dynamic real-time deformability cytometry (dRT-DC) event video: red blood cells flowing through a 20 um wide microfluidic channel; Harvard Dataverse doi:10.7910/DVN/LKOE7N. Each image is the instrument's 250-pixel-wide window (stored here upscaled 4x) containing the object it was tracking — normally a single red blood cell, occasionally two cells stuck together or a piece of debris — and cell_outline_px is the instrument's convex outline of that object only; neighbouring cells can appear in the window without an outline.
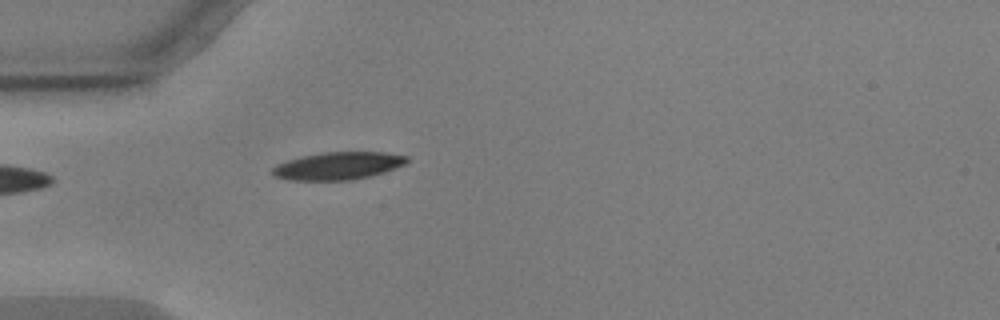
{"species": "common noctule bat (a hibernating species)", "species_latin": "Nyctalus noctula", "temperature_condition": "warm", "stored_images_in_passage": 40, "camera_frame_rate_fps": 3000, "um_per_image_px": 0.085, "animal": {"sex": "male", "body_mass_g": 17.9, "forearm_length_mm": 54.2}, "frame": {"image": 1, "passage_image": 1, "time_ms": 0.0, "image_size_px": [1000, 320], "cell_outline_px": [[408, 160], [404, 164], [384, 172], [372, 176], [352, 180], [288, 180], [272, 176], [272, 168], [276, 164], [300, 156], [324, 152], [384, 152], [408, 156]], "centroid_in_image_um": [28.7, 14.1], "position_along_channel_um": 56.3, "area_um2": 21.73}}
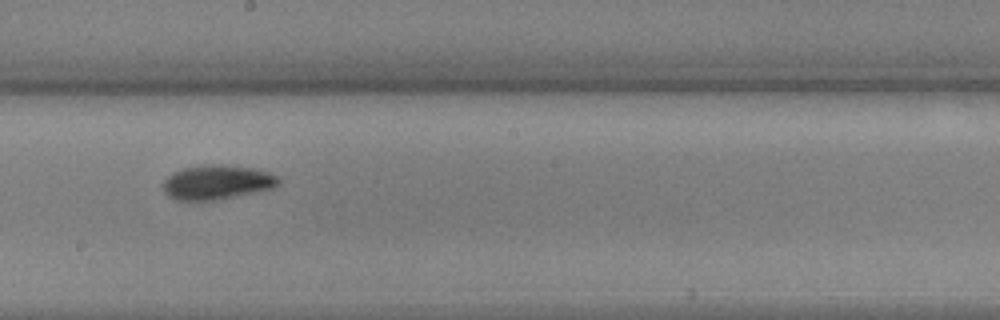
{"frame": {"image": 2, "passage_image": 16, "time_ms": 5.0, "image_size_px": [1000, 320], "cell_outline_px": [[280, 184], [276, 188], [216, 200], [176, 200], [168, 196], [164, 192], [164, 180], [172, 172], [184, 168], [204, 164], [220, 164], [256, 168], [268, 172], [276, 176], [280, 180]], "centroid_in_image_um": [18.47, 15.48], "position_along_channel_um": 229.7, "area_um2": 23.35}}
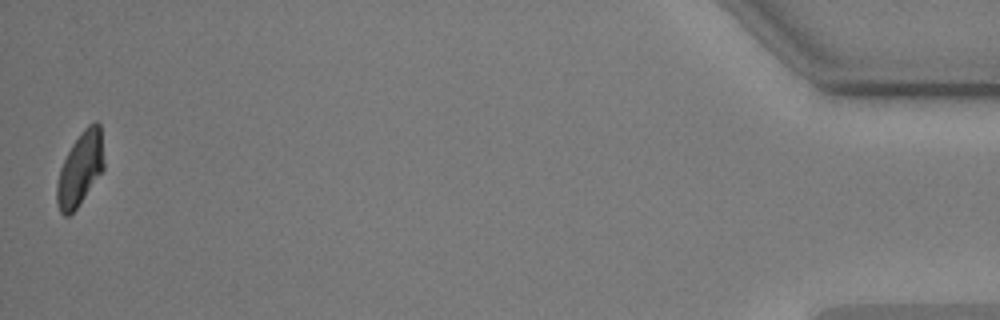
{"frame": {"image": 3, "passage_image": 40, "time_ms": 13.0, "image_size_px": [1000, 320], "cell_outline_px": [[104, 168], [76, 208], [68, 216], [64, 216], [60, 212], [56, 204], [56, 184], [60, 168], [72, 144], [80, 132], [88, 124], [96, 120], [100, 124], [104, 164]], "centroid_in_image_um": [6.8, 14.33], "position_along_channel_um": 428.4, "area_um2": 20.0}, "authors_computed_cell_mechanics": {"area_um2": 21.5016, "velocity_mm_per_s": 3.5843, "shape_relaxation_time_tau1_ms": 2.6234, "shape_relaxation_time_tau2_ms": 3.4348, "deformation_change_tau1": 0.1566, "deformation_change_tau2": 0.0862}}